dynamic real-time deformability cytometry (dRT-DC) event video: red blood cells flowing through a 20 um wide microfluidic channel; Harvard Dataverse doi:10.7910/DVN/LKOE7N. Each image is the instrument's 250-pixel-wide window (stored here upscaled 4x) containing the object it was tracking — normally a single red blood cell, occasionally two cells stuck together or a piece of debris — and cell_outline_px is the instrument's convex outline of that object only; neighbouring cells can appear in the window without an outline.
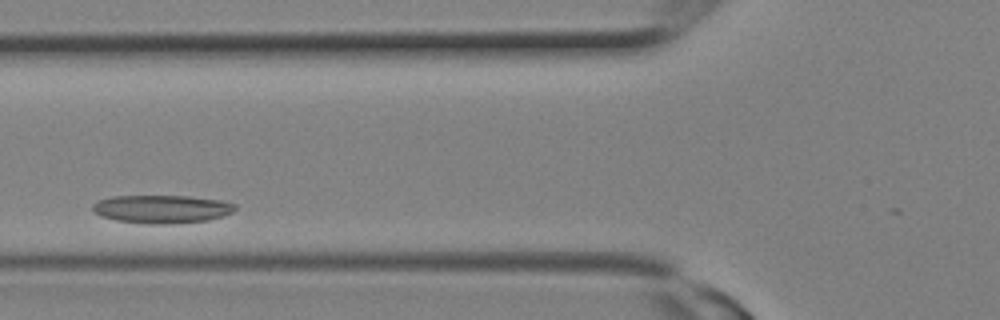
{"species": "Egyptian fruit bat (a non-hibernating species)", "species_latin": "Rousettus aegyptiacus", "temperature_condition": "room temperature", "stored_images_in_passage": 5, "camera_frame_rate_fps": 3000, "um_per_image_px": 0.085, "animal": {"sex": "female"}, "frame": {"image": 1, "passage_image": 4, "time_ms": 1.0, "image_size_px": [1000, 320], "cell_outline_px": [[236, 208], [232, 212], [224, 216], [208, 220], [172, 224], [144, 224], [116, 220], [100, 216], [92, 212], [92, 204], [96, 200], [112, 196], [188, 196], [220, 200], [236, 204]], "centroid_in_image_um": [13.71, 17.77], "position_along_channel_um": 112.1, "area_um2": 23.7}}